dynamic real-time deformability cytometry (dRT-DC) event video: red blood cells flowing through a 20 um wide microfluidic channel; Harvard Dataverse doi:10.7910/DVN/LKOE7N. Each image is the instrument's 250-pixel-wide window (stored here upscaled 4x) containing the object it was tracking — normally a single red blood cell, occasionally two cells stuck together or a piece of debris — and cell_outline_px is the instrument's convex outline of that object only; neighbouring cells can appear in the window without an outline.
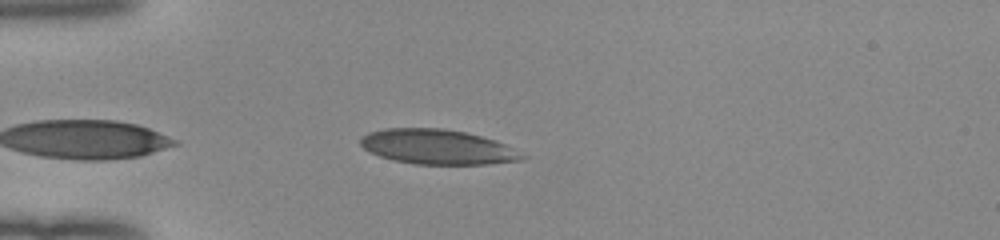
{"species": "human", "species_latin": "Homo sapiens", "temperature_condition": "room temperature", "stored_images_in_passage": 42, "camera_frame_rate_fps": 3000, "um_per_image_px": 0.085, "donor": {"sex": "female"}, "frame": {"image": 1, "passage_image": 5, "time_ms": 1.333, "image_size_px": [1000, 240], "cell_outline_px": [[528, 156], [524, 160], [488, 164], [412, 164], [392, 160], [368, 152], [360, 144], [360, 136], [368, 132], [384, 128], [444, 128], [464, 132], [496, 140]], "centroid_in_image_um": [37.16, 12.49], "position_along_channel_um": 47.8, "area_um2": 33.06}}
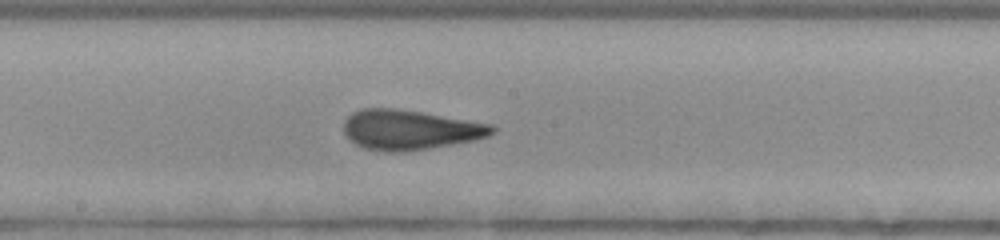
{"frame": {"image": 2, "passage_image": 19, "time_ms": 6.0, "image_size_px": [1000, 240], "cell_outline_px": [[496, 132], [488, 136], [472, 140], [452, 144], [404, 152], [388, 152], [364, 148], [356, 144], [344, 132], [344, 120], [352, 112], [360, 108], [392, 108], [420, 112], [492, 124], [496, 128]], "centroid_in_image_um": [34.83, 11.03], "position_along_channel_um": 213.4, "area_um2": 34.22}}
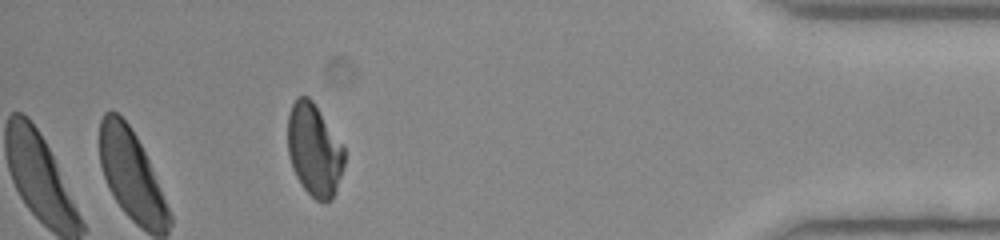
{"frame": {"image": 3, "passage_image": 37, "time_ms": 12.0, "image_size_px": [1000, 240], "cell_outline_px": [[344, 164], [332, 200], [324, 204], [316, 200], [300, 184], [292, 168], [288, 156], [288, 112], [296, 96], [308, 96], [312, 100], [344, 144]], "centroid_in_image_um": [26.71, 12.73], "position_along_channel_um": 408.5, "area_um2": 30.81}, "authors_computed_cell_mechanics": {"area_um2": 33.235, "velocity_mm_per_s": 4.0068, "shape_relaxation_time_tau1_ms": null, "shape_relaxation_time_tau2_ms": 0.7987, "deformation_change_tau1": null, "deformation_change_tau2": 0.0676}}